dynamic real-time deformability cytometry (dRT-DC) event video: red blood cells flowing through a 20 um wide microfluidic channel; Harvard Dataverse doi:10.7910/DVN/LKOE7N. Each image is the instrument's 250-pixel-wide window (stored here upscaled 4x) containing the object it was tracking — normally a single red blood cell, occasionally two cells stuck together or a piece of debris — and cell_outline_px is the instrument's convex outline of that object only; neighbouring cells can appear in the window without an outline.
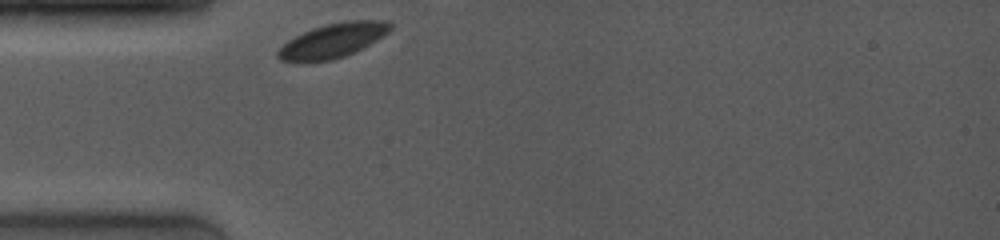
{"species": "common noctule bat (a hibernating species)", "species_latin": "Nyctalus noctula", "temperature_condition": "room temperature", "stored_images_in_passage": 37, "camera_frame_rate_fps": 4000, "um_per_image_px": 0.085, "animal": {"sex": "female", "body_mass_g": 19.0, "forearm_length_mm": 53.3}, "frame": {"image": 1, "passage_image": 1, "time_ms": 0.0, "image_size_px": [1000, 240], "cell_outline_px": [[392, 28], [388, 32], [376, 40], [344, 56], [332, 60], [280, 60], [276, 56], [276, 52], [288, 40], [312, 28], [344, 20], [384, 20], [392, 24]], "centroid_in_image_um": [28.31, 3.41], "position_along_channel_um": 56.7, "area_um2": 21.85}}
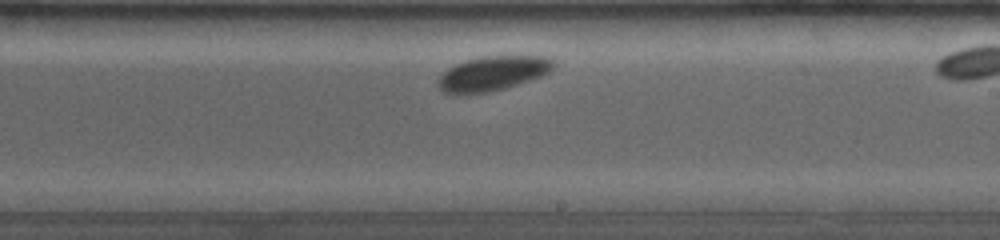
{"frame": {"image": 2, "passage_image": 27, "time_ms": 5.25, "image_size_px": [1000, 240], "cell_outline_px": [[556, 64], [548, 72], [540, 76], [504, 88], [488, 92], [456, 96], [444, 92], [440, 88], [436, 80], [448, 68], [464, 60], [480, 56], [548, 56], [556, 60]], "centroid_in_image_um": [41.84, 6.24], "position_along_channel_um": 247.2, "area_um2": 23.47}}